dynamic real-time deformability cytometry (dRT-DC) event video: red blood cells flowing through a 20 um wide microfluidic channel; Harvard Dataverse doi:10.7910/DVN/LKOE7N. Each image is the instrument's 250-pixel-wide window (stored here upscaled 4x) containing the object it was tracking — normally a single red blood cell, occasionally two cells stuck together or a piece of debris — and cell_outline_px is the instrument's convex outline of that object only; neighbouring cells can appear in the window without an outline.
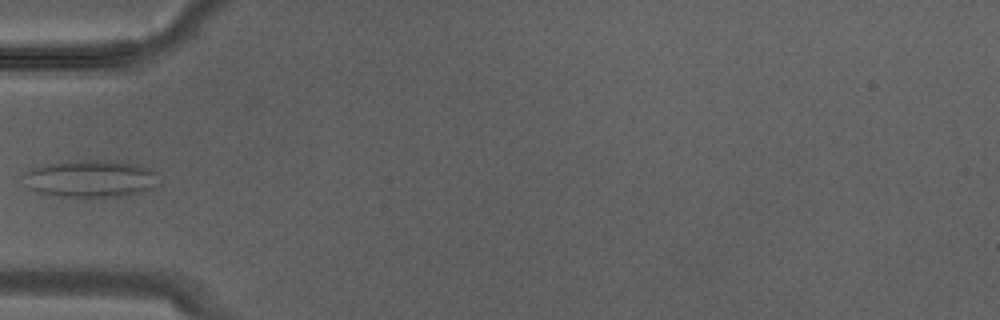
{"species": "Egyptian fruit bat (a non-hibernating species)", "species_latin": "Rousettus aegyptiacus", "temperature_condition": "warm", "stored_images_in_passage": 10, "camera_frame_rate_fps": 3000, "um_per_image_px": 0.085, "animal": {"sex": "male"}, "frame": {"image": 1, "passage_image": 4, "time_ms": 1.0, "image_size_px": [1000, 320], "cell_outline_px": [[152, 188], [136, 192], [116, 196], [60, 196], [36, 192], [28, 188], [20, 176], [24, 172], [32, 168], [44, 164], [76, 160], [112, 160], [136, 164], [148, 168], [152, 172]], "centroid_in_image_um": [7.51, 15.16], "position_along_channel_um": 77.5, "area_um2": 28.73}}
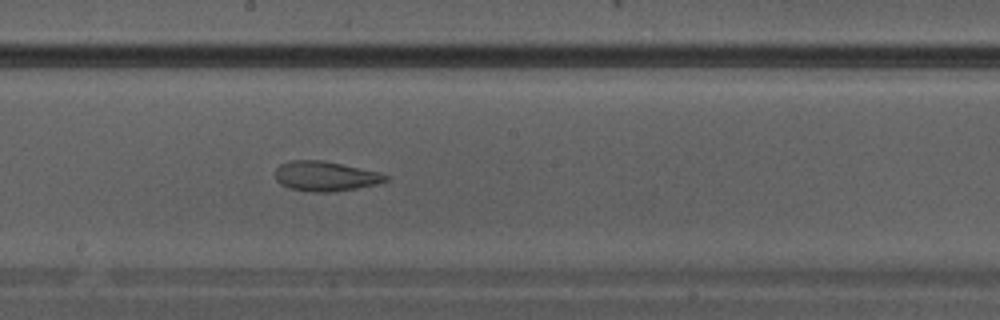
{"frame": {"image": 2, "passage_image": 10, "time_ms": 3.0, "image_size_px": [1000, 320], "cell_outline_px": [[388, 180], [380, 184], [332, 192], [312, 192], [288, 188], [280, 184], [276, 180], [276, 168], [280, 164], [288, 160], [320, 160], [380, 172], [388, 176]], "centroid_in_image_um": [27.65, 14.98], "position_along_channel_um": 220.6, "area_um2": 19.25}}